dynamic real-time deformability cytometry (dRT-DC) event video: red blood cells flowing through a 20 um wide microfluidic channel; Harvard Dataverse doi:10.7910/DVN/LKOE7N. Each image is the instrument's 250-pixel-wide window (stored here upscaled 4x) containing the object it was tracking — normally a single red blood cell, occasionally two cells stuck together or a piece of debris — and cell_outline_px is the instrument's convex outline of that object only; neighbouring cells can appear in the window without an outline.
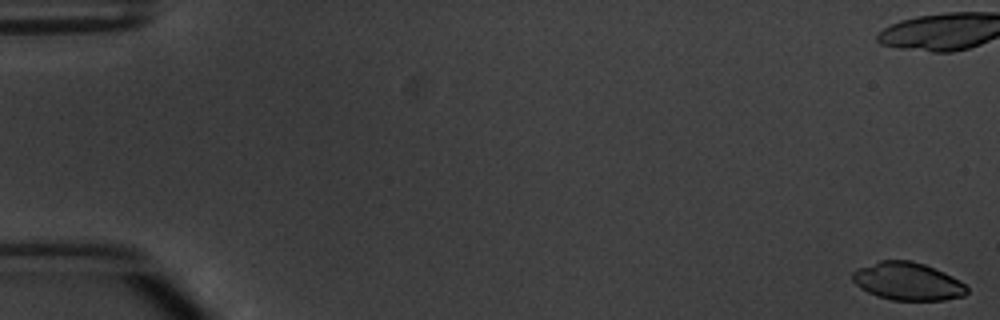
{"species": "common noctule bat (a hibernating species)", "species_latin": "Nyctalus noctula", "temperature_condition": "warm", "stored_images_in_passage": 8, "camera_frame_rate_fps": 3000, "um_per_image_px": 0.085, "animal": {"sex": "male", "body_mass_g": 20.1, "forearm_length_mm": 53.5}, "frame": {"image": 1, "passage_image": 1, "time_ms": 0.0, "image_size_px": [1000, 320], "cell_outline_px": [[968, 292], [964, 296], [944, 300], [892, 300], [876, 296], [860, 288], [852, 280], [852, 272], [856, 268], [880, 260], [912, 260], [924, 264], [944, 272], [952, 276], [964, 284], [968, 288]], "centroid_in_image_um": [77.13, 23.91], "position_along_channel_um": 7.9, "area_um2": 25.37}}